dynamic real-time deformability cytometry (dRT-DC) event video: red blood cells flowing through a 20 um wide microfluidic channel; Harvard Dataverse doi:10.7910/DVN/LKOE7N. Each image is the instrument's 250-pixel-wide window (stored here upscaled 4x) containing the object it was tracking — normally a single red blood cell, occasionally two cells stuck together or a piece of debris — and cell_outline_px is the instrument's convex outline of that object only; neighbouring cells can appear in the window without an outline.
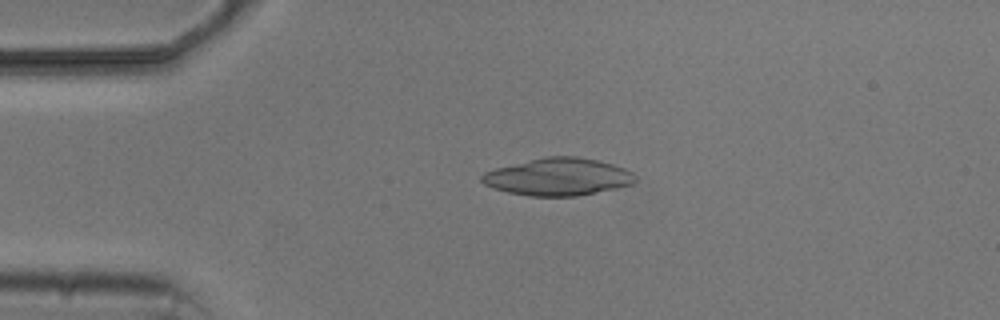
{"species": "common noctule bat (a hibernating species)", "species_latin": "Nyctalus noctula", "temperature_condition": "cold", "stored_images_in_passage": 3, "camera_frame_rate_fps": 3000, "um_per_image_px": 0.085, "animal": {"sex": "male", "body_mass_g": 20.5, "forearm_length_mm": 52.5}, "frame": {"image": 1, "passage_image": 3, "time_ms": 2.333, "image_size_px": [1000, 320], "cell_outline_px": [[636, 180], [632, 184], [616, 188], [576, 196], [528, 196], [508, 192], [492, 188], [484, 184], [480, 180], [480, 176], [484, 172], [496, 168], [544, 156], [576, 156], [596, 160], [612, 164], [624, 168], [632, 172], [636, 176]], "centroid_in_image_um": [47.41, 15.03], "position_along_channel_um": 37.6, "area_um2": 33.41}}